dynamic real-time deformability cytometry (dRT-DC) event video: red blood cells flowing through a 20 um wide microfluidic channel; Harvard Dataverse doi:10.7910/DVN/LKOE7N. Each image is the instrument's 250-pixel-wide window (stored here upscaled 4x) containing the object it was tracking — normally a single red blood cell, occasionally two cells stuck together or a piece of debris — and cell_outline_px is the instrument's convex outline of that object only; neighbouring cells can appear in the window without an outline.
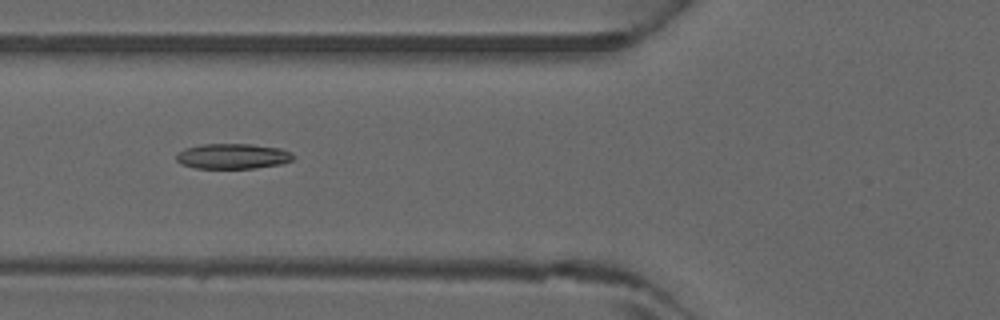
{"species": "common noctule bat (a hibernating species)", "species_latin": "Nyctalus noctula", "temperature_condition": "warm", "stored_images_in_passage": 6, "camera_frame_rate_fps": 3000, "um_per_image_px": 0.085, "animal": {"sex": "male", "forearm_length_mm": 52.5}, "frame": {"image": 1, "passage_image": 6, "time_ms": 1.667, "image_size_px": [1000, 320], "cell_outline_px": [[296, 156], [292, 160], [280, 164], [256, 168], [196, 168], [180, 164], [176, 160], [176, 156], [184, 148], [200, 144], [252, 144], [280, 148], [292, 152]], "centroid_in_image_um": [19.8, 13.27], "position_along_channel_um": 106.0, "area_um2": 17.34}}